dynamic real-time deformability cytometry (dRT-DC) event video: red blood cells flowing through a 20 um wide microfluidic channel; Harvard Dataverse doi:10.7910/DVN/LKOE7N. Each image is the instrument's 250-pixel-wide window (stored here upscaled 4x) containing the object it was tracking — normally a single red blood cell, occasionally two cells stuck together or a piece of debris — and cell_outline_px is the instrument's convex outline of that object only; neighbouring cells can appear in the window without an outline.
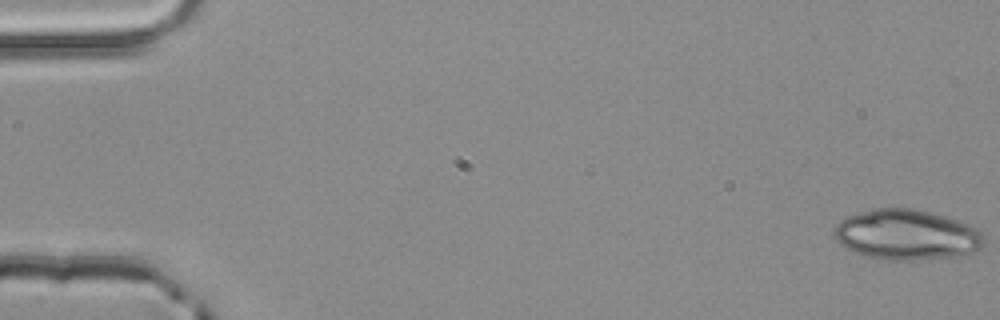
{"species": "common noctule bat (a hibernating species)", "species_latin": "Nyctalus noctula", "temperature_condition": "room temperature", "stored_images_in_passage": 4, "camera_frame_rate_fps": 3000, "um_per_image_px": 0.085, "animal": {"sex": "male", "body_mass_g": 20.4}, "frame": {"image": 1, "passage_image": 1, "time_ms": 0.0, "image_size_px": [1000, 320], "cell_outline_px": [[984, 244], [980, 248], [964, 256], [916, 260], [880, 260], [864, 256], [844, 248], [836, 240], [832, 228], [840, 220], [848, 216], [872, 208], [912, 208], [932, 212], [956, 220], [976, 228], [984, 236]], "centroid_in_image_um": [77.03, 19.97], "position_along_channel_um": 8.0, "area_um2": 44.45}}